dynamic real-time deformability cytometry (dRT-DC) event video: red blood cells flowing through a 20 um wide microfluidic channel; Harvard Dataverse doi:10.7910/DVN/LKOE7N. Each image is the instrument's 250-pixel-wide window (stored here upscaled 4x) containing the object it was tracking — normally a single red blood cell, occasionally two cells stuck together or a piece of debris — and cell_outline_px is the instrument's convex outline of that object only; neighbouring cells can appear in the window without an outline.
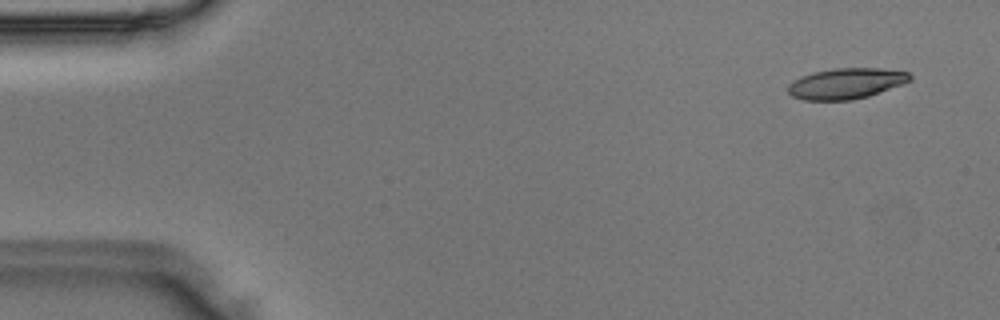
{"species": "Egyptian fruit bat (a non-hibernating species)", "species_latin": "Rousettus aegyptiacus", "temperature_condition": "room temperature", "stored_images_in_passage": 13, "camera_frame_rate_fps": 3000, "um_per_image_px": 0.085, "animal": {"sex": "male"}, "frame": {"image": 1, "passage_image": 3, "time_ms": 0.667, "image_size_px": [1000, 320], "cell_outline_px": [[912, 80], [904, 84], [868, 96], [852, 100], [804, 100], [792, 96], [788, 92], [788, 84], [792, 80], [800, 76], [812, 72], [832, 68], [880, 68], [908, 72], [912, 76]], "centroid_in_image_um": [71.91, 7.09], "position_along_channel_um": 13.1, "area_um2": 22.08}}